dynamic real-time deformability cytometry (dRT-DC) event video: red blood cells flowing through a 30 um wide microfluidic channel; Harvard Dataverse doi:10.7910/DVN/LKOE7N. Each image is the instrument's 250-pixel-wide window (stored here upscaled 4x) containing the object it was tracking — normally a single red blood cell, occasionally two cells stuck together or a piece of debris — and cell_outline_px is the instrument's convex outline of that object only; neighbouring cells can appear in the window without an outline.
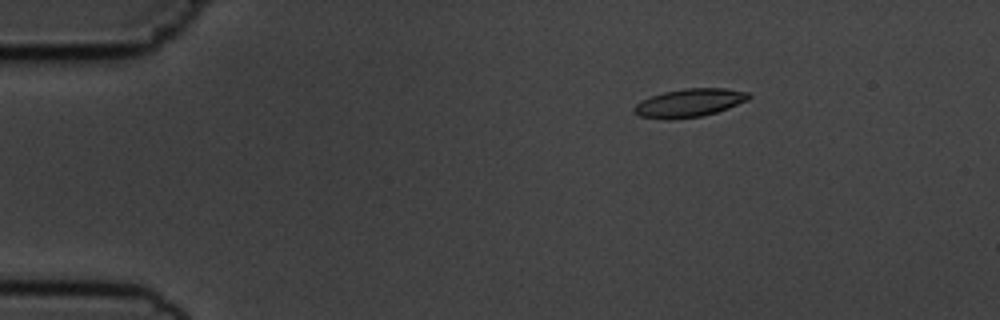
{"species": "common noctule bat (a hibernating species)", "species_latin": "Nyctalus noctula", "temperature_condition": "cold", "stored_images_in_passage": 7, "camera_frame_rate_fps": 3000, "um_per_image_px": 0.085, "animal": {"sex": "male", "body_mass_g": 19.5, "forearm_length_mm": 54.6}, "frame": {"image": 1, "passage_image": 3, "time_ms": 2.333, "image_size_px": [1000, 320], "cell_outline_px": [[752, 96], [748, 100], [728, 108], [716, 112], [700, 116], [672, 120], [668, 120], [640, 116], [632, 112], [632, 108], [640, 100], [664, 92], [684, 88], [724, 88], [748, 92]], "centroid_in_image_um": [58.57, 8.75], "position_along_channel_um": 26.4, "area_um2": 18.96}}
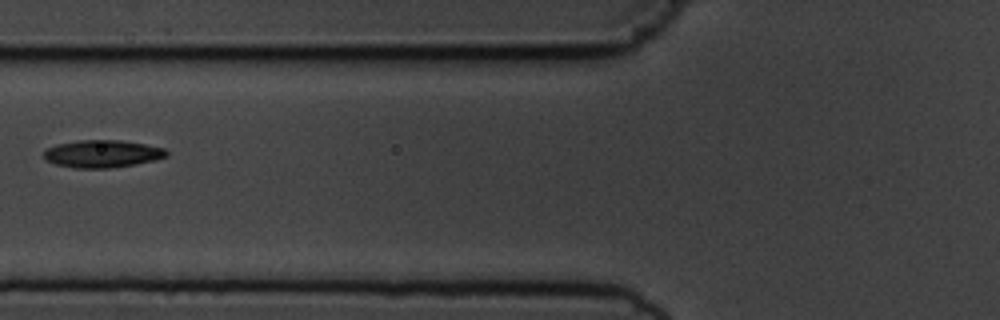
{"frame": {"image": 2, "passage_image": 6, "time_ms": 6.667, "image_size_px": [1000, 320], "cell_outline_px": [[168, 156], [156, 160], [112, 168], [76, 168], [56, 164], [44, 160], [44, 152], [48, 148], [56, 144], [80, 140], [120, 140], [144, 144], [164, 148], [168, 152]], "centroid_in_image_um": [8.7, 13.07], "position_along_channel_um": 117.1, "area_um2": 19.65}}
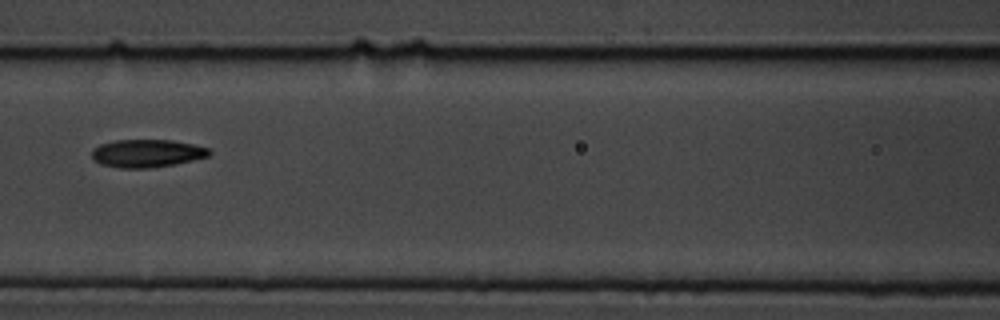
{"frame": {"image": 3, "passage_image": 7, "time_ms": 7.667, "image_size_px": [1000, 320], "cell_outline_px": [[212, 152], [208, 156], [176, 164], [152, 168], [120, 168], [100, 164], [92, 160], [92, 148], [100, 144], [116, 140], [172, 140], [192, 144], [208, 148]], "centroid_in_image_um": [12.45, 13.04], "position_along_channel_um": 154.1, "area_um2": 19.19}}